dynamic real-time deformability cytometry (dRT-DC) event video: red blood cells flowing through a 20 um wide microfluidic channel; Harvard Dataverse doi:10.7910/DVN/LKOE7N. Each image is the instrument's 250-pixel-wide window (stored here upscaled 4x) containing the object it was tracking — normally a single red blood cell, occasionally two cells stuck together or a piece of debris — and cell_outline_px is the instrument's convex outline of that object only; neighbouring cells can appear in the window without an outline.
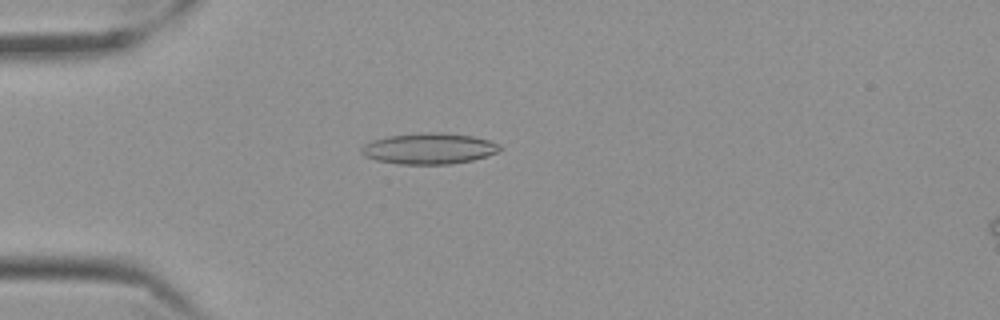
{"species": "Egyptian fruit bat (a non-hibernating species)", "species_latin": "Rousettus aegyptiacus", "temperature_condition": "cold", "stored_images_in_passage": 58, "camera_frame_rate_fps": 3000, "um_per_image_px": 0.085, "frame": {"image": 1, "passage_image": 16, "time_ms": 5.0, "image_size_px": [1000, 320], "cell_outline_px": [[504, 148], [496, 152], [472, 160], [452, 164], [400, 164], [376, 160], [364, 156], [360, 152], [360, 148], [364, 144], [372, 140], [388, 136], [424, 132], [436, 132], [472, 136], [488, 140], [500, 144]], "centroid_in_image_um": [36.44, 12.63], "position_along_channel_um": 48.6, "area_um2": 24.97}}
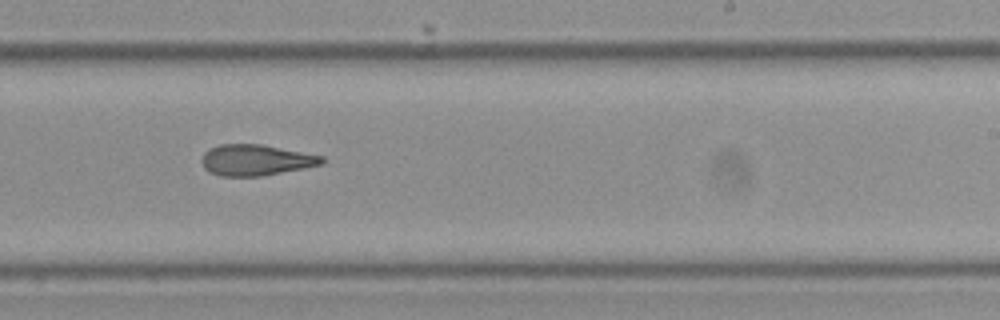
{"frame": {"image": 2, "passage_image": 36, "time_ms": 11.667, "image_size_px": [1000, 320], "cell_outline_px": [[324, 160], [320, 164], [260, 176], [220, 176], [204, 168], [200, 160], [204, 152], [208, 148], [220, 144], [260, 144], [324, 156]], "centroid_in_image_um": [21.67, 13.59], "position_along_channel_um": 267.3, "area_um2": 21.39}}
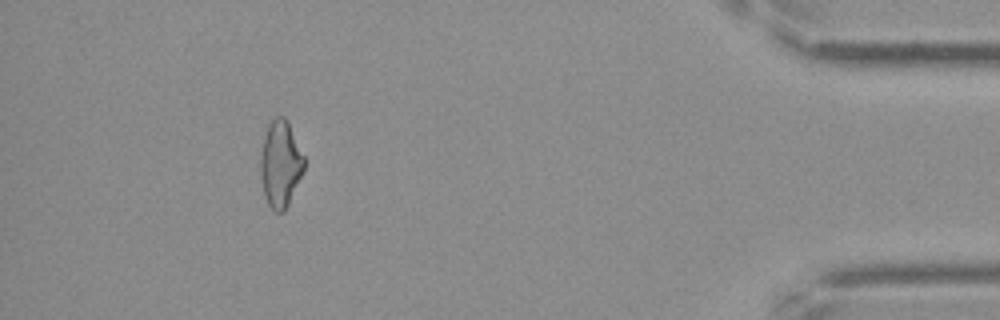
{"frame": {"image": 3, "passage_image": 53, "time_ms": 17.333, "image_size_px": [1000, 320], "cell_outline_px": [[304, 168], [288, 204], [284, 212], [276, 212], [268, 204], [264, 196], [260, 172], [260, 152], [264, 136], [268, 124], [276, 116], [284, 116], [288, 120], [304, 156]], "centroid_in_image_um": [23.82, 13.9], "position_along_channel_um": 411.4, "area_um2": 21.96}, "authors_computed_cell_mechanics": {"area_um2": 22.542, "velocity_mm_per_s": 3.5167, "shape_relaxation_time_tau1_ms": null, "shape_relaxation_time_tau2_ms": 4.698, "deformation_change_tau1": null, "deformation_change_tau2": 0.1441}}